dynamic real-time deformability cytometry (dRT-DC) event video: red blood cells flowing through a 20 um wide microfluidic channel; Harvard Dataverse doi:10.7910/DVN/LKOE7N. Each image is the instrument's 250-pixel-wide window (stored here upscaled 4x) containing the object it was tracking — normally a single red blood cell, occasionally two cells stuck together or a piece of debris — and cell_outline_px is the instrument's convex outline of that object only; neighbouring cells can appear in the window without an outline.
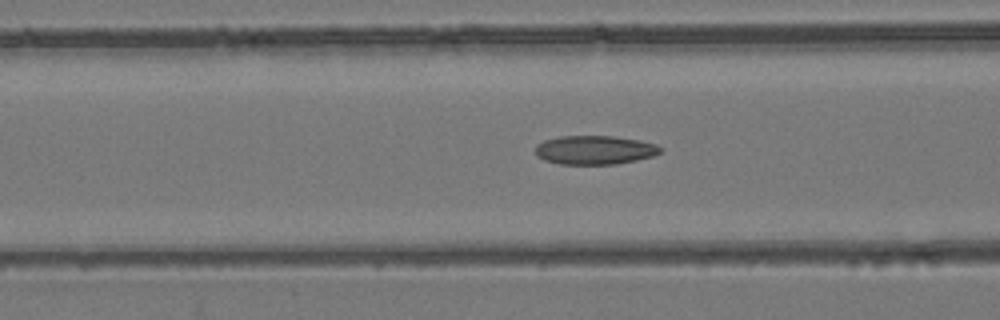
{"species": "common noctule bat (a hibernating species)", "species_latin": "Nyctalus noctula", "temperature_condition": "room temperature", "stored_images_in_passage": 47, "camera_frame_rate_fps": 3000, "um_per_image_px": 0.085, "animal": {"sex": "female", "body_mass_g": 24.6, "forearm_length_mm": 56.2}, "frame": {"image": 1, "passage_image": 22, "time_ms": 7.0, "image_size_px": [1000, 320], "cell_outline_px": [[664, 148], [660, 152], [652, 156], [636, 160], [616, 164], [560, 164], [544, 160], [536, 156], [536, 144], [544, 140], [560, 136], [612, 136], [640, 140], [656, 144]], "centroid_in_image_um": [50.54, 12.74], "position_along_channel_um": 116.1, "area_um2": 21.1}}
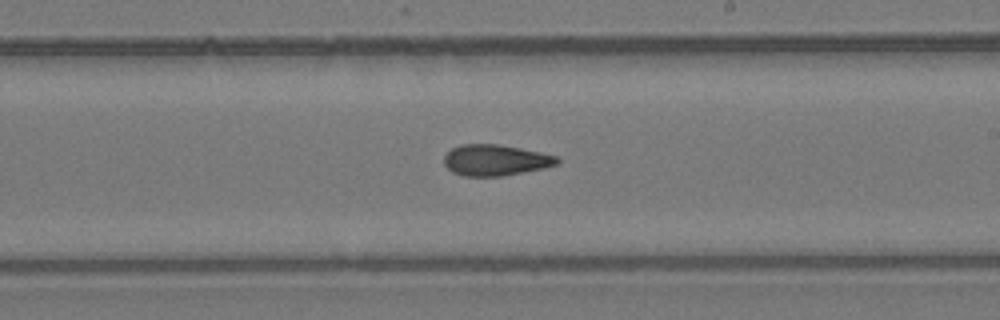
{"frame": {"image": 2, "passage_image": 32, "time_ms": 10.333, "image_size_px": [1000, 320], "cell_outline_px": [[560, 164], [544, 168], [524, 172], [500, 176], [464, 176], [452, 172], [444, 164], [444, 156], [452, 148], [460, 144], [496, 144], [520, 148], [540, 152], [556, 156], [560, 160]], "centroid_in_image_um": [42.12, 13.61], "position_along_channel_um": 246.9, "area_um2": 20.46}}
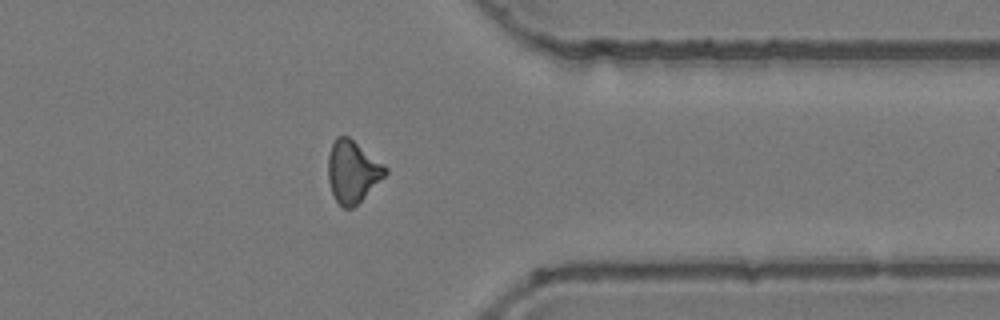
{"frame": {"image": 3, "passage_image": 43, "time_ms": 14.0, "image_size_px": [1000, 320], "cell_outline_px": [[388, 172], [352, 208], [344, 208], [336, 200], [332, 192], [328, 180], [328, 156], [332, 144], [336, 136], [348, 136], [384, 164], [388, 168]], "centroid_in_image_um": [29.95, 14.56], "position_along_channel_um": 381.4, "area_um2": 20.29}}